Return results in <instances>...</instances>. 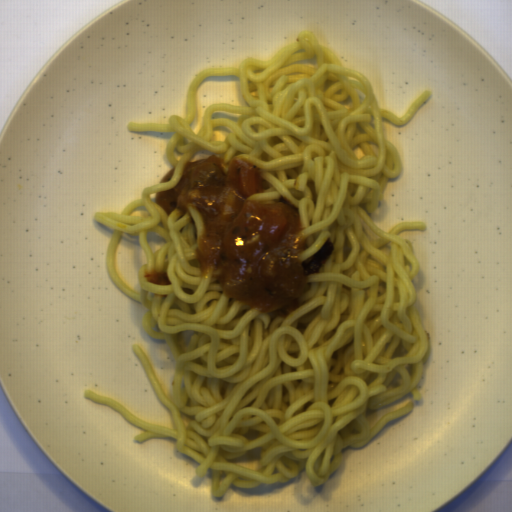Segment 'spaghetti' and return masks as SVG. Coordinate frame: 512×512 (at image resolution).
<instances>
[{
  "mask_svg": "<svg viewBox=\"0 0 512 512\" xmlns=\"http://www.w3.org/2000/svg\"><path fill=\"white\" fill-rule=\"evenodd\" d=\"M298 42L269 60L247 57L238 68L208 67L191 81L186 119L129 122L131 133L175 132L167 144L174 175L144 188L121 214L96 211L113 230L105 256L114 285L148 311L143 330L166 340L175 361L173 399L166 395L142 348L132 344L174 428L144 420L110 396L85 389L84 399L107 405L153 438L211 469L210 493L221 500L231 487L287 484L305 470L321 487L344 461L342 450L363 449L389 422L412 413L413 401L383 413L372 426L369 409L384 408L418 390L432 342L414 304L420 271L412 242L399 233L426 231L423 220L399 221L387 232L368 213L385 200L389 179L402 174V157L385 138L383 118L409 123L432 91L425 90L402 117L379 107L371 80L344 66L335 51L301 30ZM237 76L250 106L216 102L197 135L196 92L204 78ZM235 155L259 167L263 193L251 201L284 197L300 210L303 261L326 238L333 248L307 276L300 306L271 314L224 296L210 271L200 275L196 240L201 214L188 207L169 216L156 192L174 187L187 162ZM166 271L172 286L144 276Z\"/></svg>",
  "mask_w": 512,
  "mask_h": 512,
  "instance_id": "spaghetti-1",
  "label": "spaghetti"
}]
</instances>
